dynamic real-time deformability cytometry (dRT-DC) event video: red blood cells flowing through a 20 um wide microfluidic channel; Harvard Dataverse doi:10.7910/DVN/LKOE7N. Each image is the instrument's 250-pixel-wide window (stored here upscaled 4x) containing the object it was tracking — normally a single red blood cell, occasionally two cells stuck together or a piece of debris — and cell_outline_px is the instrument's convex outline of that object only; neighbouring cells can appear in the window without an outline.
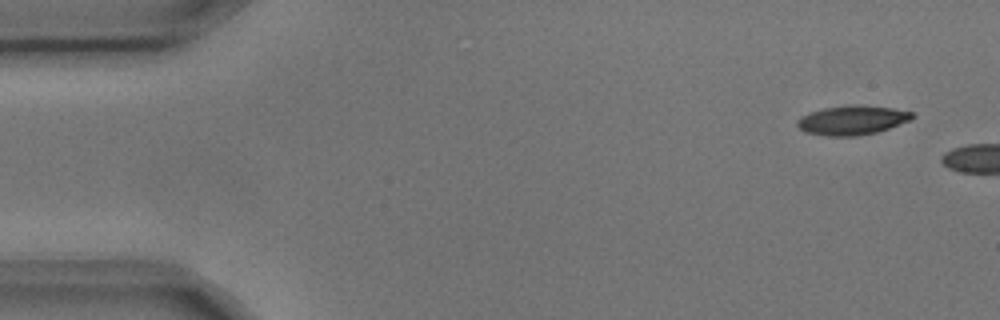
{"species": "common noctule bat (a hibernating species)", "species_latin": "Nyctalus noctula", "temperature_condition": "cold", "stored_images_in_passage": 4, "camera_frame_rate_fps": 3000, "um_per_image_px": 0.085, "animal": {"sex": "male", "body_mass_g": 17.9, "forearm_length_mm": 54.2}, "frame": {"image": 1, "passage_image": 1, "time_ms": 0.0, "image_size_px": [1000, 320], "cell_outline_px": [[916, 116], [912, 120], [876, 132], [856, 136], [828, 136], [804, 132], [796, 124], [796, 120], [800, 116], [808, 112], [824, 108], [848, 104], [860, 104], [892, 108], [912, 112]], "centroid_in_image_um": [72.42, 10.2], "position_along_channel_um": 12.6, "area_um2": 19.88}}